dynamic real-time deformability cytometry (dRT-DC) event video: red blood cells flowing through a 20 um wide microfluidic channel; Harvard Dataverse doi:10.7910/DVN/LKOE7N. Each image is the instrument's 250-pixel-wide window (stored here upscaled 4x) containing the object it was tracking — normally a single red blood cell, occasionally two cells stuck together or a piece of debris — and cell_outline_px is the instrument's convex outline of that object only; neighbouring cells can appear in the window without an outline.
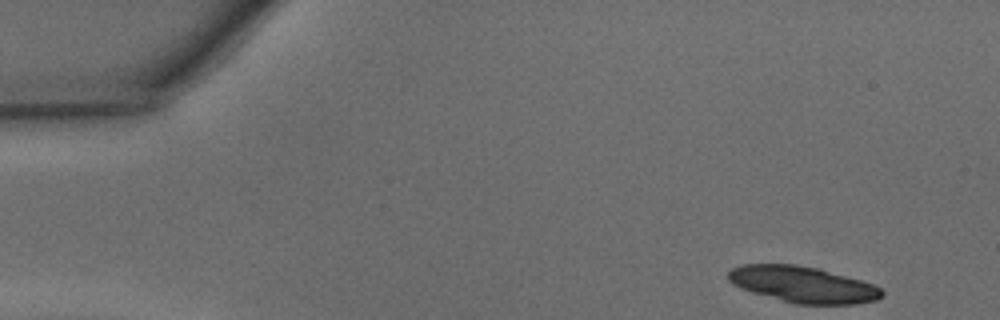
{"species": "common noctule bat (a hibernating species)", "species_latin": "Nyctalus noctula", "temperature_condition": "warm", "stored_images_in_passage": 30, "camera_frame_rate_fps": 3000, "um_per_image_px": 0.085, "animal": {"sex": "male", "body_mass_g": 15.6}, "frame": {"image": 1, "passage_image": 1, "time_ms": 0.0, "image_size_px": [1000, 320], "cell_outline_px": [[884, 296], [876, 300], [856, 304], [796, 304], [752, 292], [740, 288], [732, 284], [728, 280], [728, 272], [732, 268], [740, 264], [796, 264], [820, 268], [860, 280], [872, 284], [880, 288], [884, 292]], "centroid_in_image_um": [68.23, 24.17], "position_along_channel_um": 16.8, "area_um2": 32.54}}
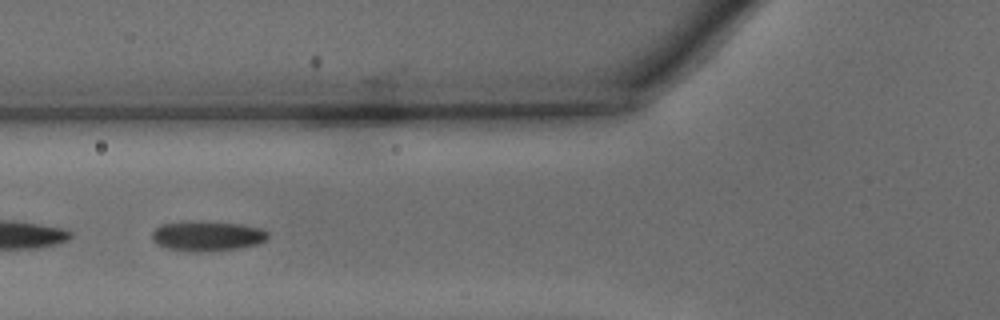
{"frame": {"image": 2, "passage_image": 15, "time_ms": 4.667, "image_size_px": [1000, 320], "cell_outline_px": [[268, 236], [264, 240], [256, 244], [236, 248], [208, 252], [200, 252], [164, 248], [156, 244], [152, 240], [152, 232], [160, 224], [192, 220], [196, 220], [240, 224], [260, 228], [268, 232]], "centroid_in_image_um": [17.55, 20.05], "position_along_channel_um": 108.3, "area_um2": 20.4}}
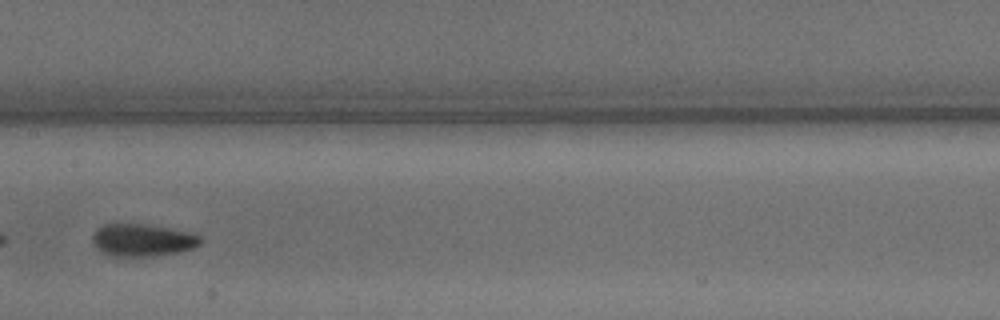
{"frame": {"image": 3, "passage_image": 21, "time_ms": 6.667, "image_size_px": [1000, 320], "cell_outline_px": [[200, 244], [192, 248], [176, 252], [156, 256], [108, 256], [92, 244], [92, 236], [96, 228], [104, 224], [140, 224], [196, 232], [200, 236]], "centroid_in_image_um": [12.09, 20.41], "position_along_channel_um": 195.3, "area_um2": 20.46}}